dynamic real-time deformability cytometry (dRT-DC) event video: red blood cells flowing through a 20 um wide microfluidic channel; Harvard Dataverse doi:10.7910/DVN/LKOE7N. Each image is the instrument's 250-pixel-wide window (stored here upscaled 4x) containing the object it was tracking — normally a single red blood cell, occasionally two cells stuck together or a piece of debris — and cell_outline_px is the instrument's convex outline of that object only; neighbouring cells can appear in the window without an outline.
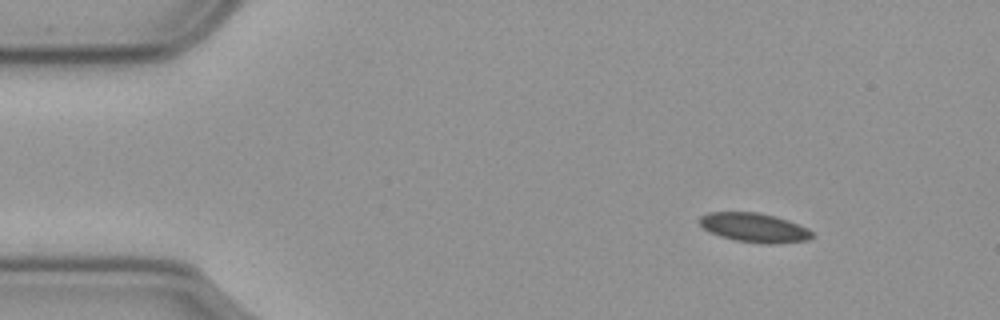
{"species": "common noctule bat (a hibernating species)", "species_latin": "Nyctalus noctula", "temperature_condition": "cold", "stored_images_in_passage": 51, "camera_frame_rate_fps": 3000, "um_per_image_px": 0.085, "animal": {"sex": "male", "body_mass_g": 23.1, "forearm_length_mm": 52.7}, "frame": {"image": 1, "passage_image": 1, "time_ms": 0.0, "image_size_px": [1000, 320], "cell_outline_px": [[812, 236], [808, 240], [776, 244], [764, 244], [736, 240], [720, 236], [708, 232], [700, 224], [700, 216], [708, 212], [756, 212], [776, 216], [788, 220], [808, 228], [812, 232]], "centroid_in_image_um": [64.11, 19.35], "position_along_channel_um": 20.9, "area_um2": 19.19}}
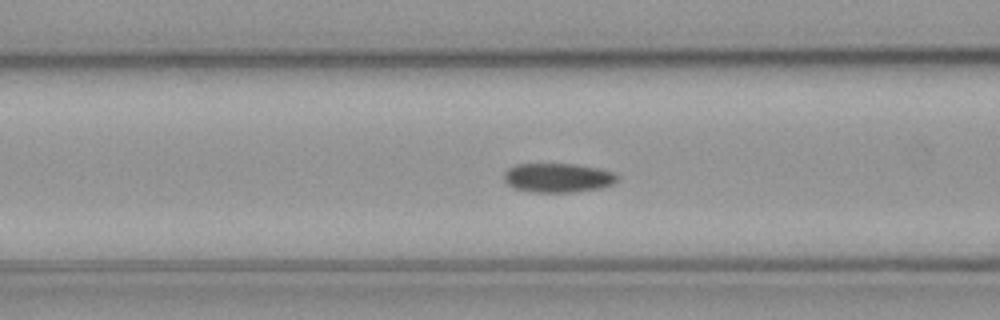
{"frame": {"image": 2, "passage_image": 16, "time_ms": 5.0, "image_size_px": [1000, 320], "cell_outline_px": [[620, 176], [612, 184], [600, 188], [572, 192], [528, 192], [512, 188], [504, 180], [504, 172], [508, 168], [516, 164], [572, 164], [596, 168], [612, 172]], "centroid_in_image_um": [47.37, 15.12], "position_along_channel_um": 119.2, "area_um2": 19.25}}
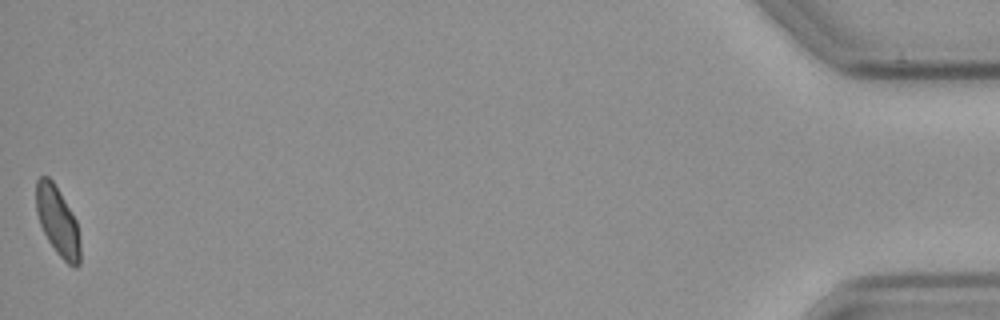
{"frame": {"image": 3, "passage_image": 51, "time_ms": 16.667, "image_size_px": [1000, 320], "cell_outline_px": [[80, 264], [76, 268], [68, 264], [56, 252], [48, 240], [40, 224], [36, 212], [36, 180], [40, 176], [48, 176], [52, 180], [76, 220], [80, 240]], "centroid_in_image_um": [4.9, 18.82], "position_along_channel_um": 430.3, "area_um2": 17.57}, "authors_computed_cell_mechanics": {"area_um2": 19.074, "velocity_mm_per_s": 3.5701, "shape_relaxation_time_tau1_ms": 9.7592, "shape_relaxation_time_tau2_ms": 4.9784, "deformation_change_tau1": 0.1179, "deformation_change_tau2": 0.0771}}